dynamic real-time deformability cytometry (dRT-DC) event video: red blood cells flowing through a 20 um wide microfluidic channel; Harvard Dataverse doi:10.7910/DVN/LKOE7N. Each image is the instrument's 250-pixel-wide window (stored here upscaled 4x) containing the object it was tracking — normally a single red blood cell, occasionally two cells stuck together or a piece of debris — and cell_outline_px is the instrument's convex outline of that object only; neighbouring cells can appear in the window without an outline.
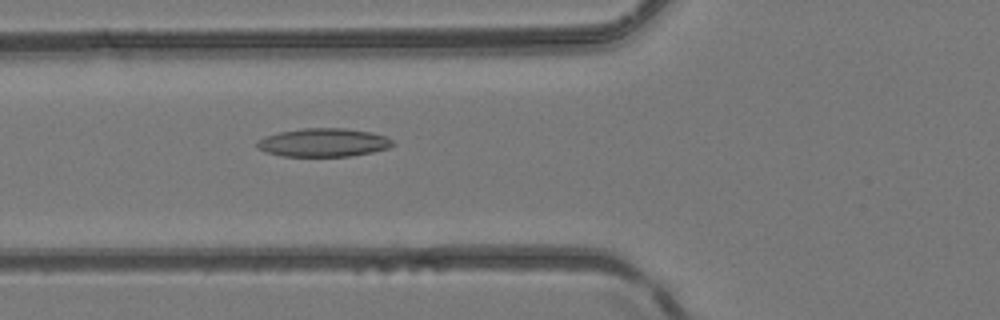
{"species": "common noctule bat (a hibernating species)", "species_latin": "Nyctalus noctula", "temperature_condition": "room temperature", "stored_images_in_passage": 13, "camera_frame_rate_fps": 3000, "um_per_image_px": 0.085, "animal": {"sex": "female", "body_mass_g": 24.6, "forearm_length_mm": 56.2}, "frame": {"image": 1, "passage_image": 4, "time_ms": 1.0, "image_size_px": [1000, 320], "cell_outline_px": [[396, 144], [388, 148], [372, 152], [352, 156], [284, 156], [264, 152], [256, 148], [256, 140], [264, 136], [280, 132], [300, 128], [344, 128], [372, 132], [384, 136], [392, 140]], "centroid_in_image_um": [27.46, 12.11], "position_along_channel_um": 98.3, "area_um2": 22.66}}
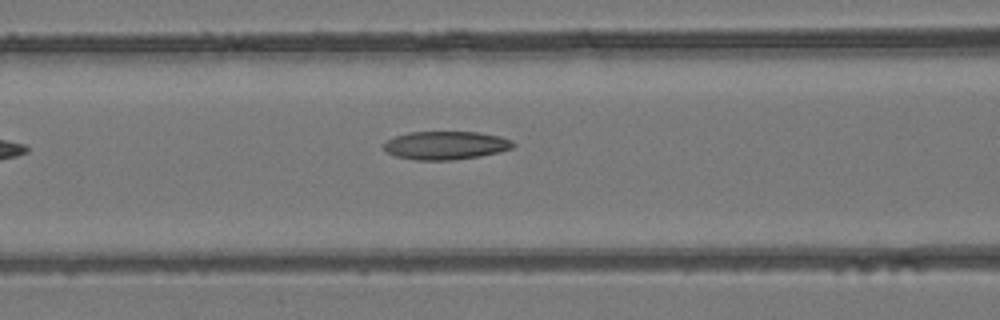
{"frame": {"image": 2, "passage_image": 6, "time_ms": 1.667, "image_size_px": [1000, 320], "cell_outline_px": [[516, 144], [512, 148], [500, 152], [480, 156], [452, 160], [416, 160], [396, 156], [388, 152], [384, 148], [384, 144], [388, 140], [396, 136], [408, 132], [476, 132], [500, 136], [512, 140]], "centroid_in_image_um": [37.92, 12.35], "position_along_channel_um": 128.7, "area_um2": 21.27}}